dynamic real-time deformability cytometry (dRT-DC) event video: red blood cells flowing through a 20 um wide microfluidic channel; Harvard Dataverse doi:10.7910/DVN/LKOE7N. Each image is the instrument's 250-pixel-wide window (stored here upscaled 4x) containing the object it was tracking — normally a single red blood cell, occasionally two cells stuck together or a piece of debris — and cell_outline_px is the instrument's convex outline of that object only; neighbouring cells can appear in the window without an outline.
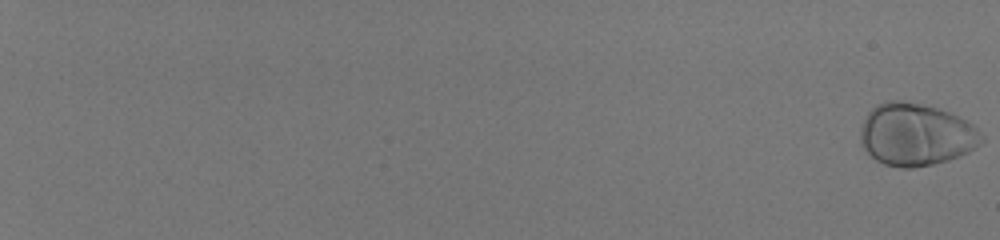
{"species": "human", "species_latin": "Homo sapiens", "temperature_condition": "room temperature", "stored_images_in_passage": 59, "camera_frame_rate_fps": 3000, "um_per_image_px": 0.085, "donor": {"sex": "male"}, "frame": {"image": 1, "passage_image": 1, "time_ms": 0.0, "image_size_px": [1000, 240], "cell_outline_px": [[984, 140], [976, 148], [968, 152], [948, 160], [932, 164], [912, 168], [900, 168], [884, 164], [876, 160], [860, 144], [860, 128], [868, 112], [876, 104], [888, 100], [900, 100], [920, 104], [936, 108], [948, 112], [972, 124], [984, 136]], "centroid_in_image_um": [77.83, 11.44], "position_along_channel_um": 7.2, "area_um2": 43.99}}
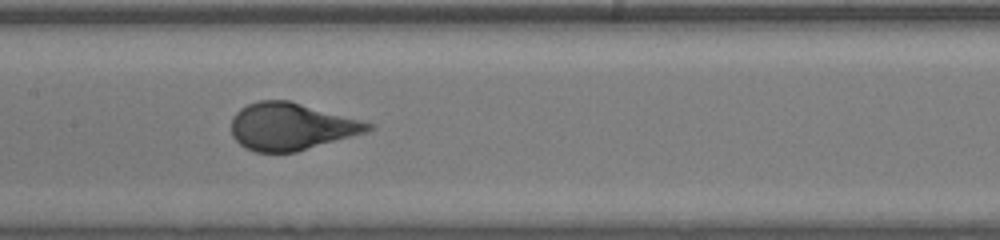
{"frame": {"image": 2, "passage_image": 37, "time_ms": 12.0, "image_size_px": [1000, 240], "cell_outline_px": [[376, 124], [368, 132], [296, 152], [256, 152], [244, 148], [232, 136], [232, 116], [240, 108], [248, 104], [260, 100], [288, 100]], "centroid_in_image_um": [24.75, 10.76], "position_along_channel_um": 182.7, "area_um2": 37.63}}
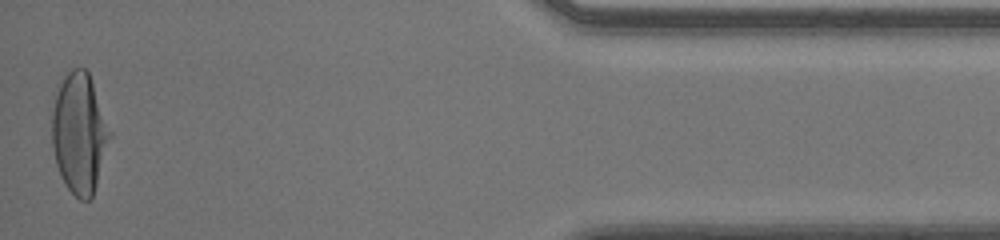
{"frame": {"image": 3, "passage_image": 59, "time_ms": 19.333, "image_size_px": [1000, 240], "cell_outline_px": [[112, 136], [92, 196], [88, 200], [80, 200], [64, 184], [60, 176], [56, 164], [52, 144], [52, 112], [56, 84], [72, 68], [84, 68], [88, 72], [112, 132]], "centroid_in_image_um": [6.73, 11.29], "position_along_channel_um": 428.5, "area_um2": 40.81}}